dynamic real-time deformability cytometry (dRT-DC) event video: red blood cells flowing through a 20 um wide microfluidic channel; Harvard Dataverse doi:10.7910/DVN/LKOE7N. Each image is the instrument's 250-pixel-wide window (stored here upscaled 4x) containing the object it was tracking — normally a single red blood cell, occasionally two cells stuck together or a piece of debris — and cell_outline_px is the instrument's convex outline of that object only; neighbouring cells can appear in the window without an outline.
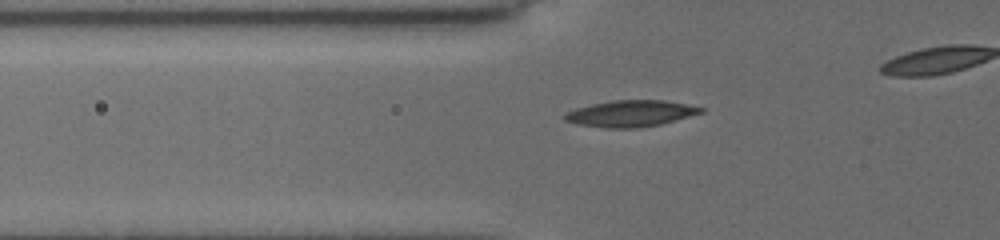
{"species": "common noctule bat (a hibernating species)", "species_latin": "Nyctalus noctula", "temperature_condition": "cold", "stored_images_in_passage": 14, "camera_frame_rate_fps": 3000, "um_per_image_px": 0.085, "animal": {"sex": "female", "body_mass_g": 19.5, "forearm_length_mm": 54.1}, "frame": {"image": 1, "passage_image": 7, "time_ms": 1.0, "image_size_px": [1000, 240], "cell_outline_px": [[704, 112], [660, 124], [632, 128], [604, 128], [580, 124], [564, 120], [560, 116], [564, 112], [576, 108], [592, 104], [612, 100], [664, 100], [704, 108]], "centroid_in_image_um": [53.54, 9.64], "position_along_channel_um": 72.3, "area_um2": 20.81}}